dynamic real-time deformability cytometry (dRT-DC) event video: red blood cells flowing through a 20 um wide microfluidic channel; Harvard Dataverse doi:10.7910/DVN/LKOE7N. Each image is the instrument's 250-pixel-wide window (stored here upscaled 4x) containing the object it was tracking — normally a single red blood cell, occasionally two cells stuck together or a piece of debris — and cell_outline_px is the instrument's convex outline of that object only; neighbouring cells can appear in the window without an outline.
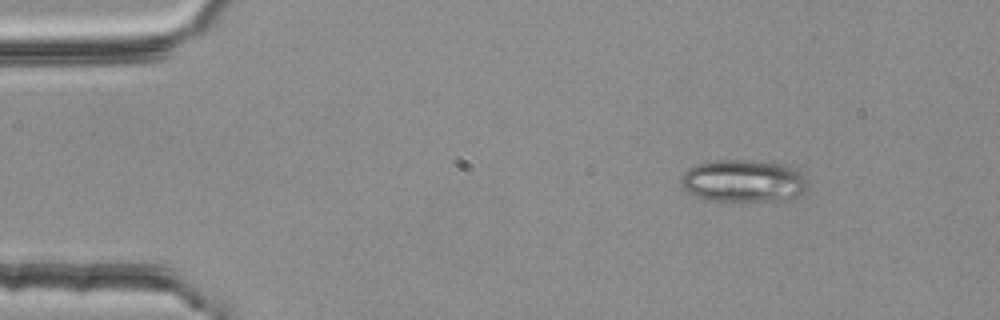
{"species": "common noctule bat (a hibernating species)", "species_latin": "Nyctalus noctula", "temperature_condition": "room temperature", "stored_images_in_passage": 3, "camera_frame_rate_fps": 3000, "um_per_image_px": 0.085, "animal": {"sex": "female", "body_mass_g": 25.1}, "frame": {"image": 1, "passage_image": 1, "time_ms": 0.0, "image_size_px": [1000, 320], "cell_outline_px": [[808, 188], [804, 192], [788, 200], [708, 200], [688, 192], [680, 184], [680, 176], [688, 168], [696, 164], [716, 160], [748, 160], [780, 164], [800, 172], [804, 176], [808, 184]], "centroid_in_image_um": [63.17, 15.37], "position_along_channel_um": 21.8, "area_um2": 31.04}}